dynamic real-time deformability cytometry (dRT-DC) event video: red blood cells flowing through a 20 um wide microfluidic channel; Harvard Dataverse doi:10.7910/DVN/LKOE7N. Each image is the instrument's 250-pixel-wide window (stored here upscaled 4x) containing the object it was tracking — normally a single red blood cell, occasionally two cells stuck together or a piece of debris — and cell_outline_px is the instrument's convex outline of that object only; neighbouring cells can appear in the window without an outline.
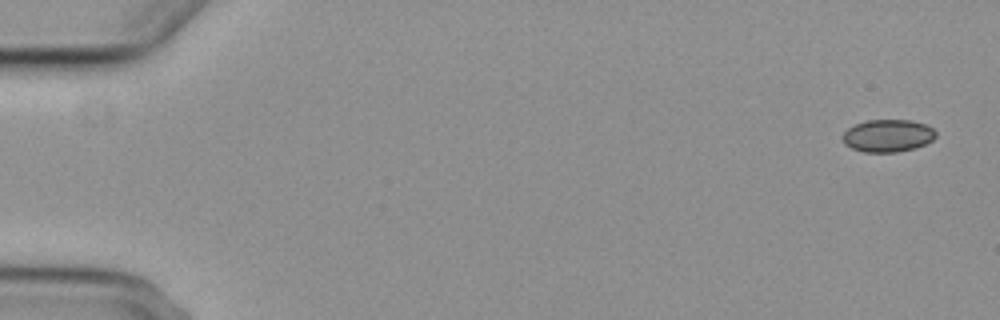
{"species": "common noctule bat (a hibernating species)", "species_latin": "Nyctalus noctula", "temperature_condition": "cold", "stored_images_in_passage": 6, "camera_frame_rate_fps": 3000, "um_per_image_px": 0.085, "animal": {"sex": "female", "body_mass_g": 29.2, "forearm_length_mm": 56.3}, "frame": {"image": 1, "passage_image": 1, "time_ms": 0.0, "image_size_px": [1000, 320], "cell_outline_px": [[936, 136], [932, 140], [916, 148], [896, 152], [864, 152], [852, 148], [844, 144], [840, 136], [848, 128], [856, 124], [868, 120], [912, 120], [928, 124], [936, 132]], "centroid_in_image_um": [75.46, 11.53], "position_along_channel_um": 9.5, "area_um2": 17.8}}